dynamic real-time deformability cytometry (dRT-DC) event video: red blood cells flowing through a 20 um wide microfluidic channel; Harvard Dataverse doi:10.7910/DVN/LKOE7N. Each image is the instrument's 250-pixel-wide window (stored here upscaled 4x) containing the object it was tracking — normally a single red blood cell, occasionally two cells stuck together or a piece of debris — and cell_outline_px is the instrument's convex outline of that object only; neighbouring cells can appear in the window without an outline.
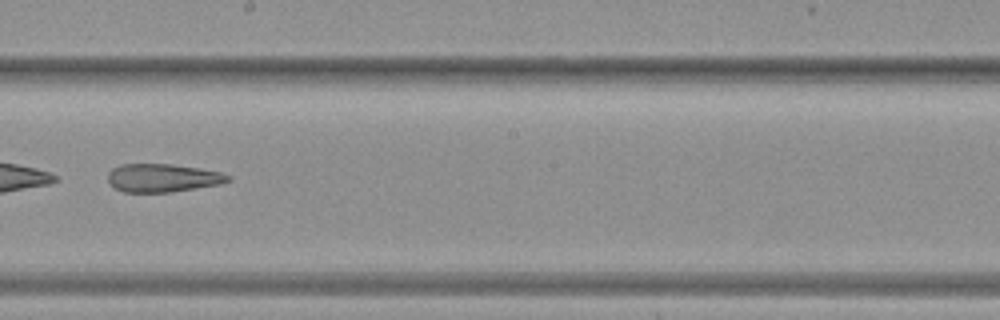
{"species": "common noctule bat (a hibernating species)", "species_latin": "Nyctalus noctula", "temperature_condition": "warm", "stored_images_in_passage": 36, "camera_frame_rate_fps": 3000, "um_per_image_px": 0.085, "animal": {"sex": "female", "body_mass_g": 19.3, "forearm_length_mm": 54.1}, "frame": {"image": 1, "passage_image": 21, "time_ms": 6.667, "image_size_px": [1000, 320], "cell_outline_px": [[232, 180], [220, 184], [172, 192], [124, 192], [116, 188], [108, 180], [108, 172], [112, 168], [120, 164], [172, 164], [200, 168], [220, 172], [232, 176]], "centroid_in_image_um": [13.85, 15.11], "position_along_channel_um": 234.3, "area_um2": 19.83}}
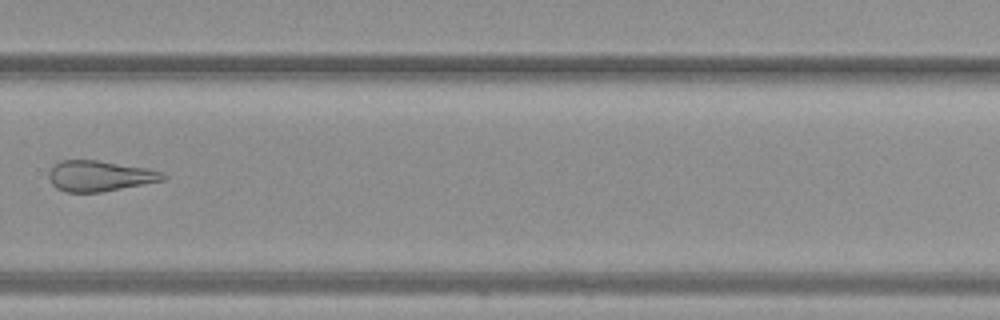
{"frame": {"image": 2, "passage_image": 26, "time_ms": 8.333, "image_size_px": [1000, 320], "cell_outline_px": [[168, 176], [164, 180], [104, 192], [64, 192], [56, 188], [52, 184], [48, 176], [48, 172], [52, 164], [60, 160], [96, 160], [148, 168], [164, 172]], "centroid_in_image_um": [8.46, 14.95], "position_along_channel_um": 321.3, "area_um2": 20.69}}